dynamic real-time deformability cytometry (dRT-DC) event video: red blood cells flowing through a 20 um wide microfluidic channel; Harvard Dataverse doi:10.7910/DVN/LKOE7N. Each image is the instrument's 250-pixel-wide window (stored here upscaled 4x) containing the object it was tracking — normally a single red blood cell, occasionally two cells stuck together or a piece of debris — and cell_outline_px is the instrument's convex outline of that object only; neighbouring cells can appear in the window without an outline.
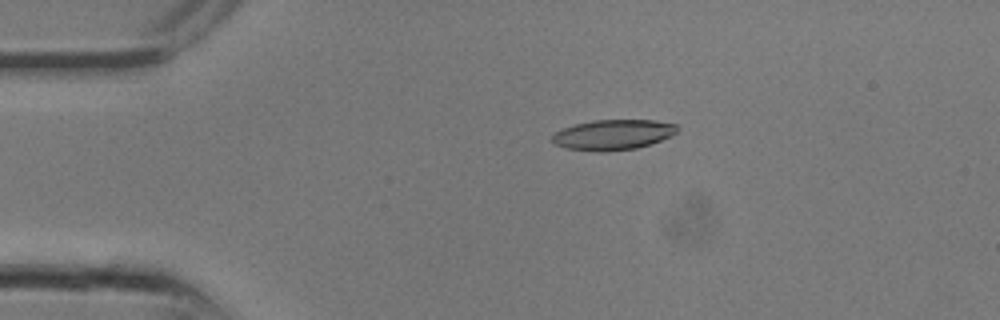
{"species": "common noctule bat (a hibernating species)", "species_latin": "Nyctalus noctula", "temperature_condition": "room temperature", "stored_images_in_passage": 15, "camera_frame_rate_fps": 3000, "um_per_image_px": 0.085, "animal": {"sex": "male", "body_mass_g": 13.3}, "frame": {"image": 1, "passage_image": 6, "time_ms": 1.667, "image_size_px": [1000, 320], "cell_outline_px": [[680, 128], [676, 132], [660, 140], [636, 148], [608, 152], [596, 152], [564, 148], [556, 144], [552, 140], [552, 136], [556, 132], [564, 128], [576, 124], [596, 120], [656, 120], [676, 124]], "centroid_in_image_um": [52.1, 11.46], "position_along_channel_um": 32.9, "area_um2": 21.96}}
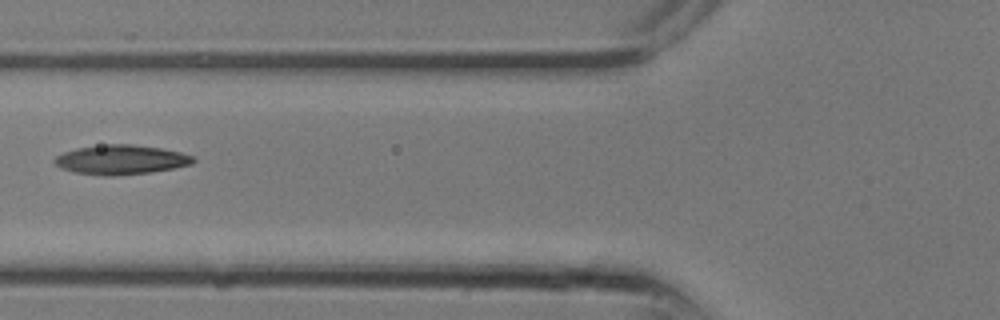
{"frame": {"image": 2, "passage_image": 11, "time_ms": 3.333, "image_size_px": [1000, 320], "cell_outline_px": [[196, 160], [192, 164], [152, 172], [116, 176], [104, 176], [72, 172], [60, 168], [52, 160], [56, 156], [64, 152], [76, 148], [108, 144], [132, 144], [160, 148], [180, 152], [196, 156]], "centroid_in_image_um": [10.28, 13.58], "position_along_channel_um": 115.5, "area_um2": 23.99}}
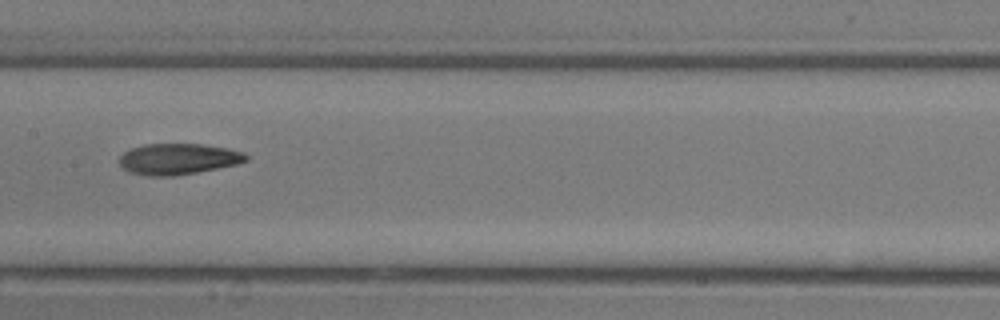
{"frame": {"image": 3, "passage_image": 14, "time_ms": 4.333, "image_size_px": [1000, 320], "cell_outline_px": [[248, 160], [236, 164], [196, 172], [172, 176], [148, 176], [128, 172], [120, 164], [120, 156], [124, 152], [132, 148], [144, 144], [200, 144], [228, 148], [244, 152], [248, 156]], "centroid_in_image_um": [15.14, 13.51], "position_along_channel_um": 192.3, "area_um2": 22.77}}